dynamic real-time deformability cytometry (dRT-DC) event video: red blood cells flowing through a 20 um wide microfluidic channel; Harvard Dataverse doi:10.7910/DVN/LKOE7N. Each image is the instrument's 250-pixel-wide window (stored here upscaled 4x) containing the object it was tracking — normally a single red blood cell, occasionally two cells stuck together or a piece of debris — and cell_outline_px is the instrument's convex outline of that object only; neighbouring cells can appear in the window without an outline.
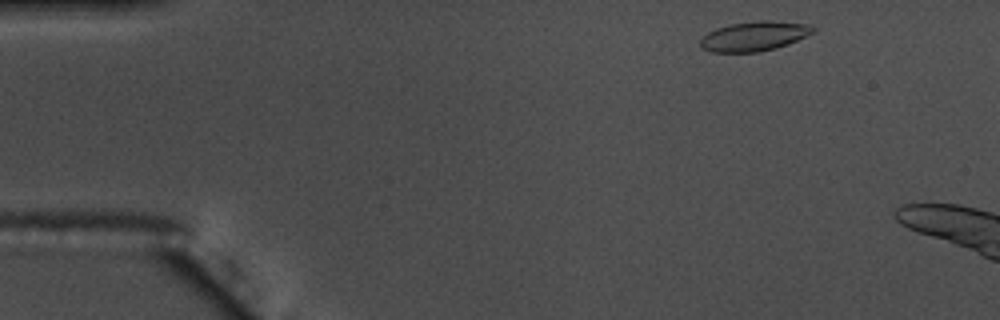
{"species": "common noctule bat (a hibernating species)", "species_latin": "Nyctalus noctula", "temperature_condition": "warm", "stored_images_in_passage": 9, "camera_frame_rate_fps": 3000, "um_per_image_px": 0.085, "animal": {"sex": "male", "body_mass_g": 17.5, "forearm_length_mm": 52.3}, "frame": {"image": 1, "passage_image": 3, "time_ms": 0.667, "image_size_px": [1000, 320], "cell_outline_px": [[816, 32], [788, 44], [776, 48], [756, 52], [712, 52], [700, 48], [700, 40], [708, 32], [716, 28], [732, 24], [760, 20], [764, 20], [812, 24], [816, 28]], "centroid_in_image_um": [64.15, 3.07], "position_along_channel_um": 20.9, "area_um2": 19.54}}